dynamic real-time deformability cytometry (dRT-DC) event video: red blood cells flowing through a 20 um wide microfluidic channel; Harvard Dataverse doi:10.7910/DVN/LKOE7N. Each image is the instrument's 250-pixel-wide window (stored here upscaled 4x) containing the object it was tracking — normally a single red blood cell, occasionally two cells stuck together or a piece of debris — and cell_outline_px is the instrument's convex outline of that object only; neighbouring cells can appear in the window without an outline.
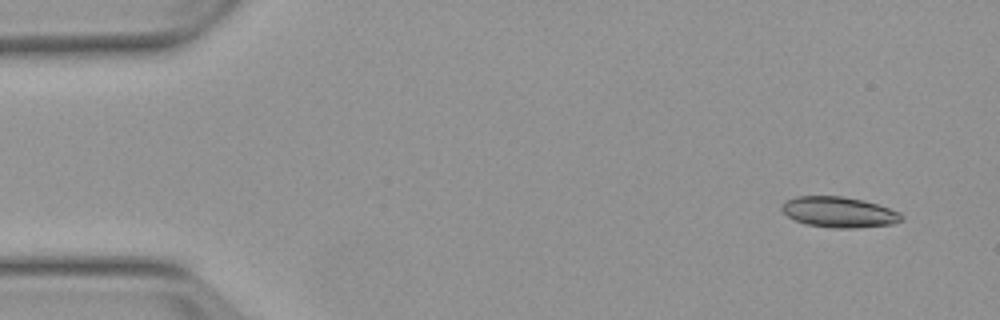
{"species": "Egyptian fruit bat (a non-hibernating species)", "species_latin": "Rousettus aegyptiacus", "temperature_condition": "warm", "stored_images_in_passage": 5, "segment_of_instrument_passage": [1, 2], "camera_frame_rate_fps": 3000, "um_per_image_px": 0.085, "animal": {"sex": "female"}, "frame": {"image": 1, "passage_image": 1, "time_ms": 0.0, "image_size_px": [1000, 320], "cell_outline_px": [[904, 220], [892, 224], [856, 228], [832, 228], [804, 224], [788, 216], [780, 208], [780, 204], [784, 200], [796, 196], [840, 196], [860, 200], [876, 204], [900, 212], [904, 216]], "centroid_in_image_um": [71.29, 18.03], "position_along_channel_um": 13.7, "area_um2": 21.44}}
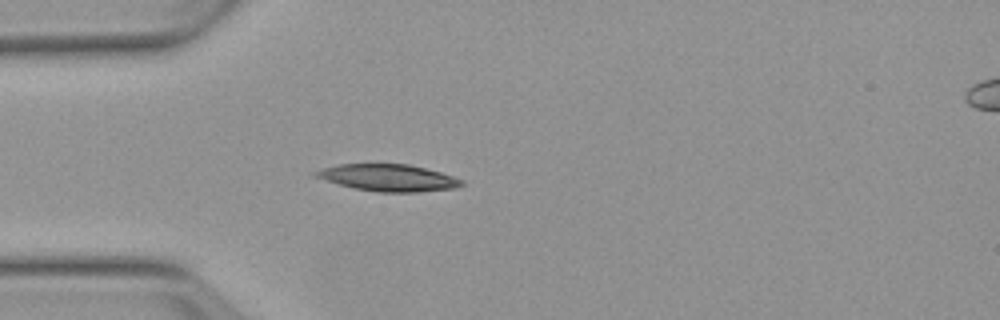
{"frame": {"image": 2, "passage_image": 4, "time_ms": 3.667, "image_size_px": [1000, 320], "cell_outline_px": [[464, 184], [456, 188], [416, 192], [380, 192], [352, 188], [312, 176], [308, 172], [340, 164], [408, 164], [440, 172], [464, 180]], "centroid_in_image_um": [32.96, 15.11], "position_along_channel_um": 52.0, "area_um2": 22.89}}